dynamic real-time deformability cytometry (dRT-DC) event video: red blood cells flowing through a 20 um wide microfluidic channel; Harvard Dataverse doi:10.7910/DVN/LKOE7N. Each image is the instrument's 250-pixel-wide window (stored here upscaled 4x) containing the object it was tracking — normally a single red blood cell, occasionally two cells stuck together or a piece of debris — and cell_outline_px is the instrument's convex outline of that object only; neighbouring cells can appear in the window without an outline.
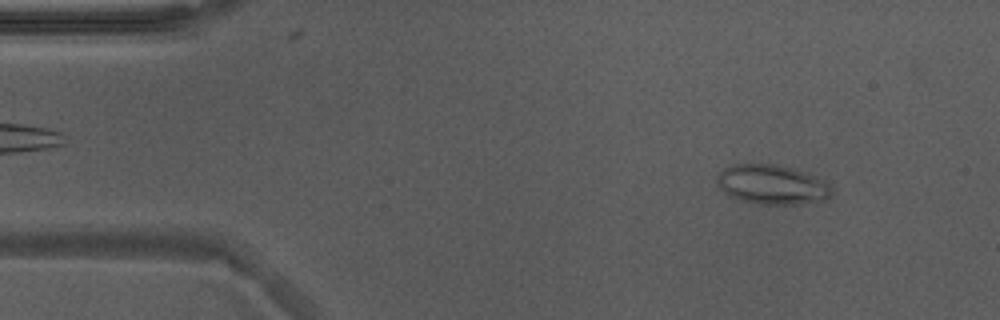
{"species": "Egyptian fruit bat (a non-hibernating species)", "species_latin": "Rousettus aegyptiacus", "temperature_condition": "warm", "stored_images_in_passage": 51, "camera_frame_rate_fps": 3000, "um_per_image_px": 0.085, "animal": {"sex": "male"}, "frame": {"image": 1, "passage_image": 5, "time_ms": 1.333, "image_size_px": [1000, 320], "cell_outline_px": [[832, 192], [824, 200], [796, 204], [756, 204], [740, 200], [728, 196], [720, 188], [716, 180], [716, 176], [724, 168], [736, 164], [776, 164], [792, 168], [824, 180], [832, 188]], "centroid_in_image_um": [65.58, 15.69], "position_along_channel_um": 19.4, "area_um2": 26.3}}
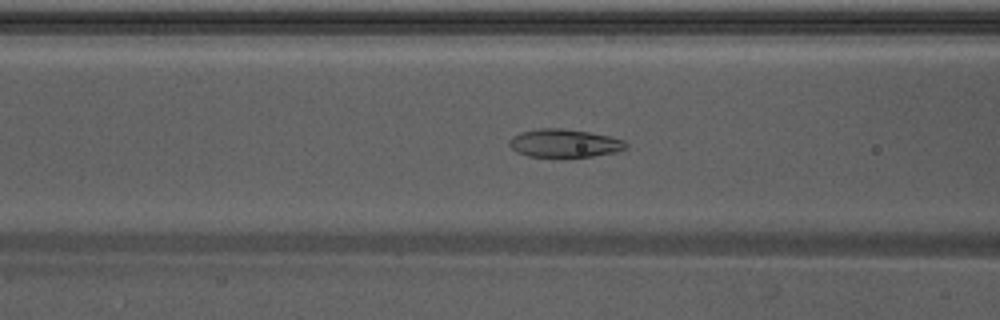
{"frame": {"image": 2, "passage_image": 19, "time_ms": 6.0, "image_size_px": [1000, 320], "cell_outline_px": [[628, 148], [616, 152], [592, 156], [564, 160], [560, 160], [528, 156], [516, 152], [508, 144], [508, 140], [512, 136], [520, 132], [540, 128], [560, 128], [588, 132], [608, 136], [624, 140], [628, 144]], "centroid_in_image_um": [47.94, 12.22], "position_along_channel_um": 118.7, "area_um2": 20.0}}
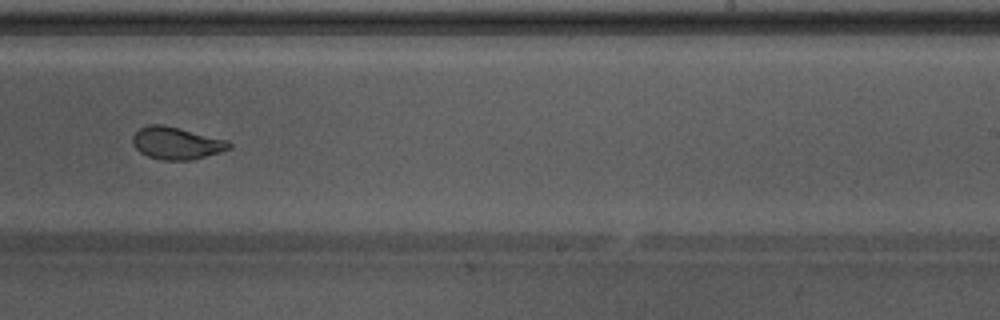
{"frame": {"image": 3, "passage_image": 31, "time_ms": 10.0, "image_size_px": [1000, 320], "cell_outline_px": [[232, 148], [220, 152], [192, 160], [164, 160], [148, 156], [140, 152], [132, 144], [132, 136], [140, 128], [148, 124], [160, 124], [228, 140], [232, 144]], "centroid_in_image_um": [15.0, 12.17], "position_along_channel_um": 274.0, "area_um2": 18.03}, "authors_computed_cell_mechanics": {"area_um2": 19.9988, "velocity_mm_per_s": 3.8926, "shape_relaxation_time_tau1_ms": 5.7596, "shape_relaxation_time_tau2_ms": 0.7699, "deformation_change_tau1": 0.1733, "deformation_change_tau2": 0.0547}}